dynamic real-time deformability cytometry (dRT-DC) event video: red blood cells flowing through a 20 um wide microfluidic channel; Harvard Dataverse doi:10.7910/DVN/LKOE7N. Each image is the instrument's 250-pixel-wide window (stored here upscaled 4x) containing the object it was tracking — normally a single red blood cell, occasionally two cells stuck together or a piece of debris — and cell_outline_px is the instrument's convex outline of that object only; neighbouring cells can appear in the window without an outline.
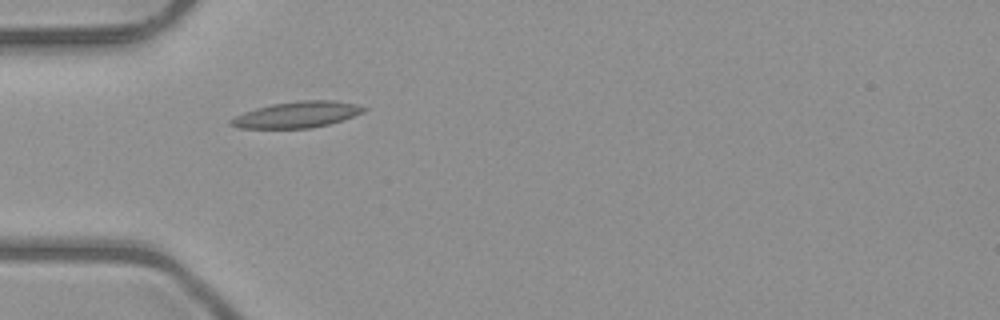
{"species": "common noctule bat (a hibernating species)", "species_latin": "Nyctalus noctula", "temperature_condition": "room temperature", "stored_images_in_passage": 7, "camera_frame_rate_fps": 3000, "um_per_image_px": 0.085, "animal": {"sex": "male", "body_mass_g": 23.1, "forearm_length_mm": 52.7}, "frame": {"image": 1, "passage_image": 1, "time_ms": 0.0, "image_size_px": [1000, 320], "cell_outline_px": [[368, 108], [364, 112], [328, 124], [312, 128], [240, 128], [228, 124], [228, 120], [244, 112], [256, 108], [272, 104], [300, 100], [336, 100], [356, 104]], "centroid_in_image_um": [25.23, 9.74], "position_along_channel_um": 59.8, "area_um2": 20.17}}